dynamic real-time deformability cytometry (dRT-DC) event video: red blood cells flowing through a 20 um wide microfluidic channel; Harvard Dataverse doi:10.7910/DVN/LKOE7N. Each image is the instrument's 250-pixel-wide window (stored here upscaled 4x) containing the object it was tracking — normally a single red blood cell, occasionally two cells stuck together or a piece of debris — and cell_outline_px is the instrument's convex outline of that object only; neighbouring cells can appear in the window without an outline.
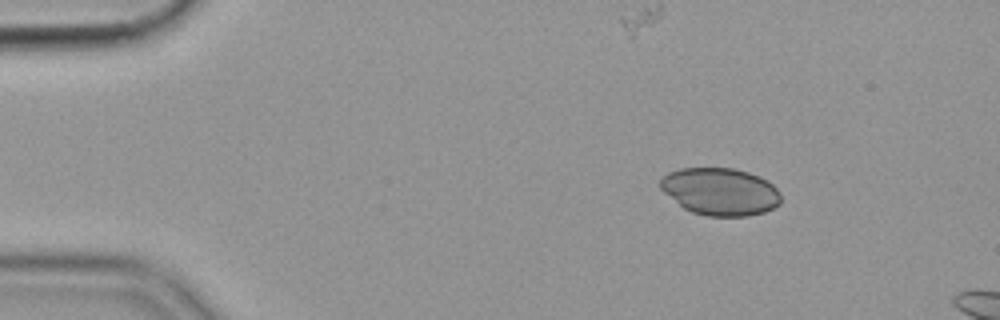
{"species": "common noctule bat (a hibernating species)", "species_latin": "Nyctalus noctula", "temperature_condition": "cold", "stored_images_in_passage": 7, "camera_frame_rate_fps": 3000, "um_per_image_px": 0.085, "animal": {"sex": "female", "body_mass_g": 19.9}, "frame": {"image": 1, "passage_image": 1, "time_ms": 0.0, "image_size_px": [1000, 320], "cell_outline_px": [[780, 204], [764, 212], [748, 216], [708, 216], [692, 212], [684, 208], [664, 192], [660, 188], [660, 180], [668, 172], [680, 168], [732, 168], [748, 172], [760, 176], [768, 180], [776, 188], [780, 196]], "centroid_in_image_um": [61.22, 16.28], "position_along_channel_um": 23.8, "area_um2": 33.23}}